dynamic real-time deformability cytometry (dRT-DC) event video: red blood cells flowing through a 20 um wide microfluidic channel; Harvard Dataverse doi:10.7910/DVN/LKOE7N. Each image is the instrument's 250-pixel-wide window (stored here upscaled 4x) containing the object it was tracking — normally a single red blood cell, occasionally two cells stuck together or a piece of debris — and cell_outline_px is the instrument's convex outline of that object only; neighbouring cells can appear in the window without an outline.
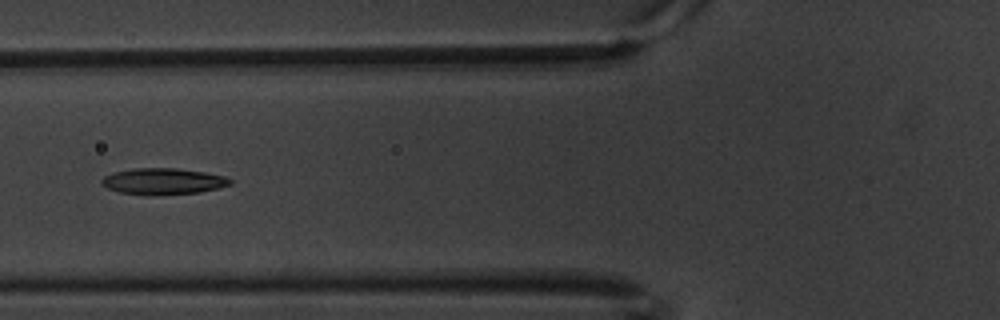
{"species": "common noctule bat (a hibernating species)", "species_latin": "Nyctalus noctula", "temperature_condition": "warm", "stored_images_in_passage": 9, "camera_frame_rate_fps": 3000, "um_per_image_px": 0.085, "animal": {"sex": "male", "body_mass_g": 20.1, "forearm_length_mm": 53.5}, "frame": {"image": 1, "passage_image": 8, "time_ms": 2.333, "image_size_px": [1000, 320], "cell_outline_px": [[232, 184], [200, 192], [148, 196], [120, 192], [108, 188], [100, 184], [100, 180], [104, 176], [116, 172], [132, 168], [176, 168], [204, 172], [224, 176], [232, 180]], "centroid_in_image_um": [13.84, 15.42], "position_along_channel_um": 112.0, "area_um2": 19.71}}
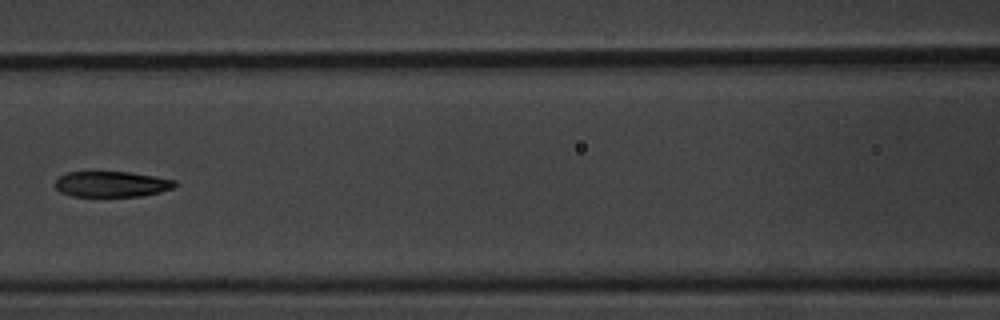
{"frame": {"image": 2, "passage_image": 9, "time_ms": 2.667, "image_size_px": [1000, 320], "cell_outline_px": [[176, 184], [172, 188], [160, 192], [140, 196], [72, 196], [60, 192], [56, 188], [56, 180], [60, 176], [68, 172], [128, 172], [156, 176], [176, 180]], "centroid_in_image_um": [9.5, 15.65], "position_along_channel_um": 157.1, "area_um2": 17.8}}